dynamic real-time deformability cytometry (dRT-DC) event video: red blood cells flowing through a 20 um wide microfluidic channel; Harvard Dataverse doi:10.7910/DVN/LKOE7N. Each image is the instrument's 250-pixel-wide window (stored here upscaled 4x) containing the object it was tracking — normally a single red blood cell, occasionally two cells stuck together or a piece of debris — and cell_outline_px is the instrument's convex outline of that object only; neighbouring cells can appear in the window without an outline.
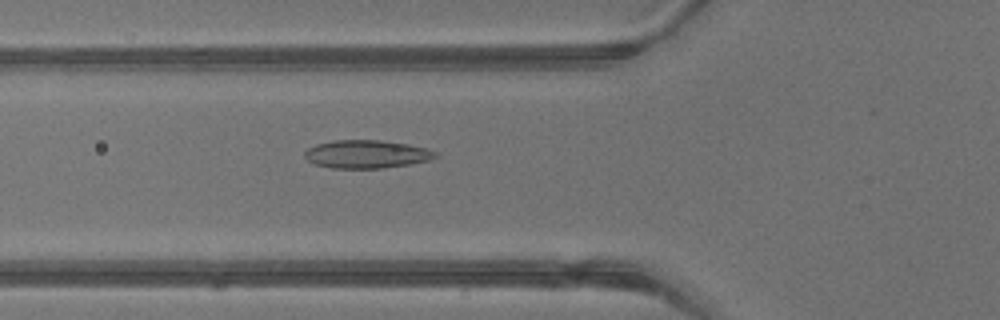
{"species": "common noctule bat (a hibernating species)", "species_latin": "Nyctalus noctula", "temperature_condition": "warm", "stored_images_in_passage": 5, "camera_frame_rate_fps": 3000, "um_per_image_px": 0.085, "animal": {"sex": "male", "body_mass_g": 13.3}, "frame": {"image": 1, "passage_image": 5, "time_ms": 1.333, "image_size_px": [1000, 320], "cell_outline_px": [[440, 156], [428, 160], [408, 164], [384, 168], [332, 168], [316, 164], [308, 160], [304, 156], [304, 152], [308, 148], [316, 144], [332, 140], [380, 140], [408, 144], [428, 148], [440, 152]], "centroid_in_image_um": [31.2, 13.09], "position_along_channel_um": 94.6, "area_um2": 21.56}}